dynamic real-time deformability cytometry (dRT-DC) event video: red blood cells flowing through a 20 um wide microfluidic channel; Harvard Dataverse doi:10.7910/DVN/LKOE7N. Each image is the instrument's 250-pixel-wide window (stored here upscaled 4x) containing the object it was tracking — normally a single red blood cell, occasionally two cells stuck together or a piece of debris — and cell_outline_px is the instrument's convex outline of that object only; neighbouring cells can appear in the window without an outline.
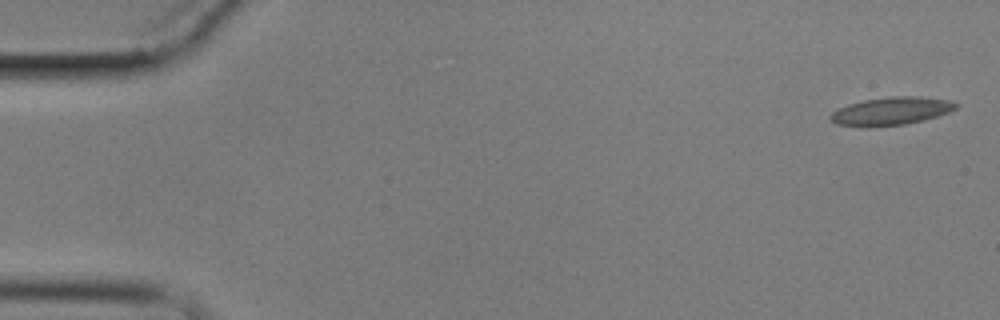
{"species": "common noctule bat (a hibernating species)", "species_latin": "Nyctalus noctula", "temperature_condition": "cold", "stored_images_in_passage": 5, "camera_frame_rate_fps": 3000, "um_per_image_px": 0.085, "animal": {"sex": "male", "body_mass_g": 17.9}, "frame": {"image": 1, "passage_image": 1, "time_ms": 0.0, "image_size_px": [1000, 320], "cell_outline_px": [[960, 104], [956, 108], [948, 112], [924, 120], [904, 124], [868, 128], [836, 124], [828, 116], [832, 112], [848, 104], [864, 100], [888, 96], [920, 96], [952, 100]], "centroid_in_image_um": [75.75, 9.44], "position_along_channel_um": 9.2, "area_um2": 20.69}}
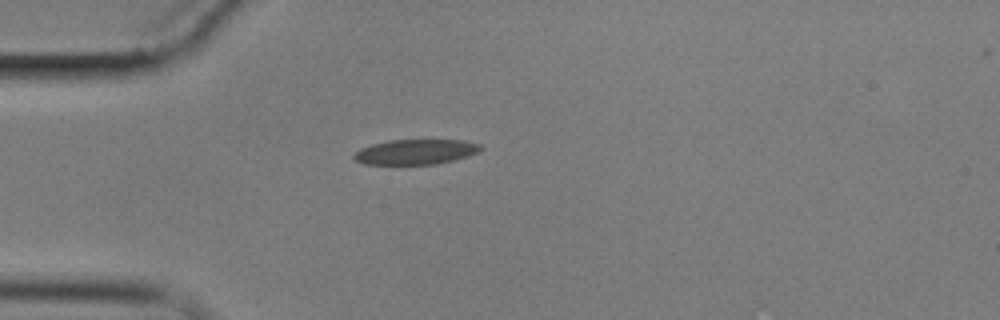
{"frame": {"image": 2, "passage_image": 5, "time_ms": 4.667, "image_size_px": [1000, 320], "cell_outline_px": [[484, 148], [468, 156], [436, 164], [364, 164], [356, 160], [352, 156], [360, 148], [372, 144], [388, 140], [464, 140], [480, 144]], "centroid_in_image_um": [35.33, 12.9], "position_along_channel_um": 49.7, "area_um2": 18.44}}